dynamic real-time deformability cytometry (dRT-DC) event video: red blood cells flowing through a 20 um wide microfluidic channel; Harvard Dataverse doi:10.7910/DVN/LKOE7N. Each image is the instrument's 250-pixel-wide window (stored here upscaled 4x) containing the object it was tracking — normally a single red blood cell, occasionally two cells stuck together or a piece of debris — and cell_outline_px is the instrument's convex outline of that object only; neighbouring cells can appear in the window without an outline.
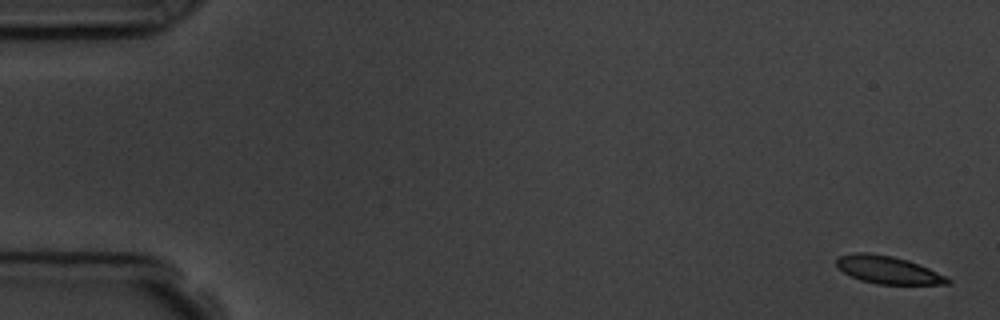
{"species": "common noctule bat (a hibernating species)", "species_latin": "Nyctalus noctula", "temperature_condition": "room temperature", "stored_images_in_passage": 9, "camera_frame_rate_fps": 3000, "um_per_image_px": 0.085, "animal": {"sex": "male", "body_mass_g": 19.5, "forearm_length_mm": 54.6}, "frame": {"image": 1, "passage_image": 1, "time_ms": 0.0, "image_size_px": [1000, 320], "cell_outline_px": [[952, 284], [876, 284], [860, 280], [844, 272], [836, 264], [836, 260], [840, 256], [856, 252], [868, 252], [892, 256], [908, 260], [920, 264], [952, 280]], "centroid_in_image_um": [75.49, 22.94], "position_along_channel_um": 9.5, "area_um2": 17.8}}
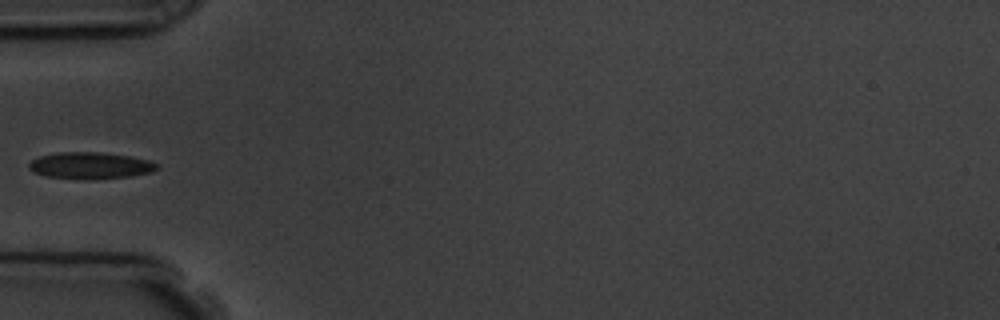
{"frame": {"image": 2, "passage_image": 6, "time_ms": 5.667, "image_size_px": [1000, 320], "cell_outline_px": [[160, 168], [152, 172], [132, 176], [44, 176], [32, 172], [28, 168], [28, 164], [32, 160], [40, 156], [56, 152], [100, 152], [132, 156], [148, 160], [160, 164]], "centroid_in_image_um": [7.71, 14.01], "position_along_channel_um": 77.3, "area_um2": 19.02}}